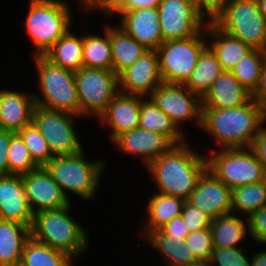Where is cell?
Here are the masks:
<instances>
[{"instance_id": "obj_1", "label": "cell", "mask_w": 266, "mask_h": 266, "mask_svg": "<svg viewBox=\"0 0 266 266\" xmlns=\"http://www.w3.org/2000/svg\"><path fill=\"white\" fill-rule=\"evenodd\" d=\"M265 120L262 108L252 98L235 108H202L201 127L218 140L222 149H248Z\"/></svg>"}, {"instance_id": "obj_2", "label": "cell", "mask_w": 266, "mask_h": 266, "mask_svg": "<svg viewBox=\"0 0 266 266\" xmlns=\"http://www.w3.org/2000/svg\"><path fill=\"white\" fill-rule=\"evenodd\" d=\"M147 167L158 185L160 194L187 201L196 188L199 176L207 168V159L182 143L174 145Z\"/></svg>"}, {"instance_id": "obj_3", "label": "cell", "mask_w": 266, "mask_h": 266, "mask_svg": "<svg viewBox=\"0 0 266 266\" xmlns=\"http://www.w3.org/2000/svg\"><path fill=\"white\" fill-rule=\"evenodd\" d=\"M70 205L34 214L30 233L36 241L73 258L86 251L88 237L85 230L67 214Z\"/></svg>"}, {"instance_id": "obj_4", "label": "cell", "mask_w": 266, "mask_h": 266, "mask_svg": "<svg viewBox=\"0 0 266 266\" xmlns=\"http://www.w3.org/2000/svg\"><path fill=\"white\" fill-rule=\"evenodd\" d=\"M39 86L43 99L34 94L36 106L81 116L74 71L53 65L44 56L35 55Z\"/></svg>"}, {"instance_id": "obj_5", "label": "cell", "mask_w": 266, "mask_h": 266, "mask_svg": "<svg viewBox=\"0 0 266 266\" xmlns=\"http://www.w3.org/2000/svg\"><path fill=\"white\" fill-rule=\"evenodd\" d=\"M68 5L61 0H30L26 27L43 56L69 29L71 17Z\"/></svg>"}, {"instance_id": "obj_6", "label": "cell", "mask_w": 266, "mask_h": 266, "mask_svg": "<svg viewBox=\"0 0 266 266\" xmlns=\"http://www.w3.org/2000/svg\"><path fill=\"white\" fill-rule=\"evenodd\" d=\"M212 23L253 49L266 51V19L257 0H230Z\"/></svg>"}, {"instance_id": "obj_7", "label": "cell", "mask_w": 266, "mask_h": 266, "mask_svg": "<svg viewBox=\"0 0 266 266\" xmlns=\"http://www.w3.org/2000/svg\"><path fill=\"white\" fill-rule=\"evenodd\" d=\"M83 157L81 150L73 155L54 156L45 165L68 200L65 189L86 199L93 198L97 190L99 175L105 165L102 161H85Z\"/></svg>"}, {"instance_id": "obj_8", "label": "cell", "mask_w": 266, "mask_h": 266, "mask_svg": "<svg viewBox=\"0 0 266 266\" xmlns=\"http://www.w3.org/2000/svg\"><path fill=\"white\" fill-rule=\"evenodd\" d=\"M221 149L207 159V168L231 190L266 180L263 164L251 148Z\"/></svg>"}, {"instance_id": "obj_9", "label": "cell", "mask_w": 266, "mask_h": 266, "mask_svg": "<svg viewBox=\"0 0 266 266\" xmlns=\"http://www.w3.org/2000/svg\"><path fill=\"white\" fill-rule=\"evenodd\" d=\"M201 34L181 40L163 42L156 50L163 83L184 85L207 46Z\"/></svg>"}, {"instance_id": "obj_10", "label": "cell", "mask_w": 266, "mask_h": 266, "mask_svg": "<svg viewBox=\"0 0 266 266\" xmlns=\"http://www.w3.org/2000/svg\"><path fill=\"white\" fill-rule=\"evenodd\" d=\"M81 116L92 112L99 116L119 93L118 75L113 70L82 67L74 71Z\"/></svg>"}, {"instance_id": "obj_11", "label": "cell", "mask_w": 266, "mask_h": 266, "mask_svg": "<svg viewBox=\"0 0 266 266\" xmlns=\"http://www.w3.org/2000/svg\"><path fill=\"white\" fill-rule=\"evenodd\" d=\"M75 114L36 106L32 123L43 135L53 156L73 155L82 149L73 122Z\"/></svg>"}, {"instance_id": "obj_12", "label": "cell", "mask_w": 266, "mask_h": 266, "mask_svg": "<svg viewBox=\"0 0 266 266\" xmlns=\"http://www.w3.org/2000/svg\"><path fill=\"white\" fill-rule=\"evenodd\" d=\"M158 12L164 42L194 37L205 25L194 0H162Z\"/></svg>"}, {"instance_id": "obj_13", "label": "cell", "mask_w": 266, "mask_h": 266, "mask_svg": "<svg viewBox=\"0 0 266 266\" xmlns=\"http://www.w3.org/2000/svg\"><path fill=\"white\" fill-rule=\"evenodd\" d=\"M150 99L172 119L177 127L188 118H195L201 126L202 98L184 85L162 83L151 93Z\"/></svg>"}, {"instance_id": "obj_14", "label": "cell", "mask_w": 266, "mask_h": 266, "mask_svg": "<svg viewBox=\"0 0 266 266\" xmlns=\"http://www.w3.org/2000/svg\"><path fill=\"white\" fill-rule=\"evenodd\" d=\"M22 179L33 214L64 208L70 204V200L65 197L60 186L54 181L45 166L22 174Z\"/></svg>"}, {"instance_id": "obj_15", "label": "cell", "mask_w": 266, "mask_h": 266, "mask_svg": "<svg viewBox=\"0 0 266 266\" xmlns=\"http://www.w3.org/2000/svg\"><path fill=\"white\" fill-rule=\"evenodd\" d=\"M121 93L142 96L163 83L156 50H147L139 59L118 75Z\"/></svg>"}, {"instance_id": "obj_16", "label": "cell", "mask_w": 266, "mask_h": 266, "mask_svg": "<svg viewBox=\"0 0 266 266\" xmlns=\"http://www.w3.org/2000/svg\"><path fill=\"white\" fill-rule=\"evenodd\" d=\"M187 202L206 213L211 219L232 212L231 189L206 168Z\"/></svg>"}, {"instance_id": "obj_17", "label": "cell", "mask_w": 266, "mask_h": 266, "mask_svg": "<svg viewBox=\"0 0 266 266\" xmlns=\"http://www.w3.org/2000/svg\"><path fill=\"white\" fill-rule=\"evenodd\" d=\"M33 216L22 175L0 176V220L14 221L31 228Z\"/></svg>"}, {"instance_id": "obj_18", "label": "cell", "mask_w": 266, "mask_h": 266, "mask_svg": "<svg viewBox=\"0 0 266 266\" xmlns=\"http://www.w3.org/2000/svg\"><path fill=\"white\" fill-rule=\"evenodd\" d=\"M121 28L148 50H157L163 41L158 8H141L121 14Z\"/></svg>"}, {"instance_id": "obj_19", "label": "cell", "mask_w": 266, "mask_h": 266, "mask_svg": "<svg viewBox=\"0 0 266 266\" xmlns=\"http://www.w3.org/2000/svg\"><path fill=\"white\" fill-rule=\"evenodd\" d=\"M113 141L123 152L142 155L147 165L174 146L166 136L139 127L121 133Z\"/></svg>"}, {"instance_id": "obj_20", "label": "cell", "mask_w": 266, "mask_h": 266, "mask_svg": "<svg viewBox=\"0 0 266 266\" xmlns=\"http://www.w3.org/2000/svg\"><path fill=\"white\" fill-rule=\"evenodd\" d=\"M142 96L128 95L119 92L99 116L101 122L112 128L111 140L126 131L139 126Z\"/></svg>"}, {"instance_id": "obj_21", "label": "cell", "mask_w": 266, "mask_h": 266, "mask_svg": "<svg viewBox=\"0 0 266 266\" xmlns=\"http://www.w3.org/2000/svg\"><path fill=\"white\" fill-rule=\"evenodd\" d=\"M251 99L252 94L239 83L231 71L224 70L202 98V108H235L247 104Z\"/></svg>"}, {"instance_id": "obj_22", "label": "cell", "mask_w": 266, "mask_h": 266, "mask_svg": "<svg viewBox=\"0 0 266 266\" xmlns=\"http://www.w3.org/2000/svg\"><path fill=\"white\" fill-rule=\"evenodd\" d=\"M34 95L0 90V128L17 133L32 123Z\"/></svg>"}, {"instance_id": "obj_23", "label": "cell", "mask_w": 266, "mask_h": 266, "mask_svg": "<svg viewBox=\"0 0 266 266\" xmlns=\"http://www.w3.org/2000/svg\"><path fill=\"white\" fill-rule=\"evenodd\" d=\"M207 22L209 23H206L204 27L206 32L204 33H207V35H210L209 33H211V35L217 38L211 42L209 47L216 55L222 69L230 71L242 58L249 54L253 48L240 39L234 38L223 32L209 20Z\"/></svg>"}, {"instance_id": "obj_24", "label": "cell", "mask_w": 266, "mask_h": 266, "mask_svg": "<svg viewBox=\"0 0 266 266\" xmlns=\"http://www.w3.org/2000/svg\"><path fill=\"white\" fill-rule=\"evenodd\" d=\"M30 227L14 221L0 220V266H19Z\"/></svg>"}, {"instance_id": "obj_25", "label": "cell", "mask_w": 266, "mask_h": 266, "mask_svg": "<svg viewBox=\"0 0 266 266\" xmlns=\"http://www.w3.org/2000/svg\"><path fill=\"white\" fill-rule=\"evenodd\" d=\"M107 32L110 35L113 71L117 75L148 50L120 27L107 26Z\"/></svg>"}, {"instance_id": "obj_26", "label": "cell", "mask_w": 266, "mask_h": 266, "mask_svg": "<svg viewBox=\"0 0 266 266\" xmlns=\"http://www.w3.org/2000/svg\"><path fill=\"white\" fill-rule=\"evenodd\" d=\"M221 64L207 45L201 52L195 69L184 86L201 98L211 89L214 81L223 72Z\"/></svg>"}, {"instance_id": "obj_27", "label": "cell", "mask_w": 266, "mask_h": 266, "mask_svg": "<svg viewBox=\"0 0 266 266\" xmlns=\"http://www.w3.org/2000/svg\"><path fill=\"white\" fill-rule=\"evenodd\" d=\"M139 128L166 136L174 145L183 143L184 135L172 119L150 99H141Z\"/></svg>"}, {"instance_id": "obj_28", "label": "cell", "mask_w": 266, "mask_h": 266, "mask_svg": "<svg viewBox=\"0 0 266 266\" xmlns=\"http://www.w3.org/2000/svg\"><path fill=\"white\" fill-rule=\"evenodd\" d=\"M53 65L77 71L83 65V37L69 30L43 55Z\"/></svg>"}, {"instance_id": "obj_29", "label": "cell", "mask_w": 266, "mask_h": 266, "mask_svg": "<svg viewBox=\"0 0 266 266\" xmlns=\"http://www.w3.org/2000/svg\"><path fill=\"white\" fill-rule=\"evenodd\" d=\"M185 202V200L174 196L154 194L147 206L148 219L147 224L144 225L145 234L148 235L150 232L159 230L175 217L181 215Z\"/></svg>"}, {"instance_id": "obj_30", "label": "cell", "mask_w": 266, "mask_h": 266, "mask_svg": "<svg viewBox=\"0 0 266 266\" xmlns=\"http://www.w3.org/2000/svg\"><path fill=\"white\" fill-rule=\"evenodd\" d=\"M247 225L240 217L225 214L211 219L210 230L214 247L237 248L236 244L247 232Z\"/></svg>"}, {"instance_id": "obj_31", "label": "cell", "mask_w": 266, "mask_h": 266, "mask_svg": "<svg viewBox=\"0 0 266 266\" xmlns=\"http://www.w3.org/2000/svg\"><path fill=\"white\" fill-rule=\"evenodd\" d=\"M72 258L30 237L24 244L19 266H71Z\"/></svg>"}, {"instance_id": "obj_32", "label": "cell", "mask_w": 266, "mask_h": 266, "mask_svg": "<svg viewBox=\"0 0 266 266\" xmlns=\"http://www.w3.org/2000/svg\"><path fill=\"white\" fill-rule=\"evenodd\" d=\"M105 36L83 37V65L87 68L113 70L110 35L107 26Z\"/></svg>"}, {"instance_id": "obj_33", "label": "cell", "mask_w": 266, "mask_h": 266, "mask_svg": "<svg viewBox=\"0 0 266 266\" xmlns=\"http://www.w3.org/2000/svg\"><path fill=\"white\" fill-rule=\"evenodd\" d=\"M147 239L167 261L168 266H193L199 260L185 241L168 240L167 234H148Z\"/></svg>"}, {"instance_id": "obj_34", "label": "cell", "mask_w": 266, "mask_h": 266, "mask_svg": "<svg viewBox=\"0 0 266 266\" xmlns=\"http://www.w3.org/2000/svg\"><path fill=\"white\" fill-rule=\"evenodd\" d=\"M266 51L253 49L230 71L239 83L252 95L257 90Z\"/></svg>"}, {"instance_id": "obj_35", "label": "cell", "mask_w": 266, "mask_h": 266, "mask_svg": "<svg viewBox=\"0 0 266 266\" xmlns=\"http://www.w3.org/2000/svg\"><path fill=\"white\" fill-rule=\"evenodd\" d=\"M231 199L232 213L238 210L249 217L266 204V180L232 189Z\"/></svg>"}, {"instance_id": "obj_36", "label": "cell", "mask_w": 266, "mask_h": 266, "mask_svg": "<svg viewBox=\"0 0 266 266\" xmlns=\"http://www.w3.org/2000/svg\"><path fill=\"white\" fill-rule=\"evenodd\" d=\"M8 169L11 174H25L40 167L32 158L21 137L15 133L8 148Z\"/></svg>"}, {"instance_id": "obj_37", "label": "cell", "mask_w": 266, "mask_h": 266, "mask_svg": "<svg viewBox=\"0 0 266 266\" xmlns=\"http://www.w3.org/2000/svg\"><path fill=\"white\" fill-rule=\"evenodd\" d=\"M17 134L21 137L33 160L39 166H45L54 157L47 141L33 123L24 126Z\"/></svg>"}, {"instance_id": "obj_38", "label": "cell", "mask_w": 266, "mask_h": 266, "mask_svg": "<svg viewBox=\"0 0 266 266\" xmlns=\"http://www.w3.org/2000/svg\"><path fill=\"white\" fill-rule=\"evenodd\" d=\"M184 241L199 261L210 259L214 248L210 228L190 232Z\"/></svg>"}, {"instance_id": "obj_39", "label": "cell", "mask_w": 266, "mask_h": 266, "mask_svg": "<svg viewBox=\"0 0 266 266\" xmlns=\"http://www.w3.org/2000/svg\"><path fill=\"white\" fill-rule=\"evenodd\" d=\"M239 248L214 247L209 261L218 266H250V261L241 252Z\"/></svg>"}, {"instance_id": "obj_40", "label": "cell", "mask_w": 266, "mask_h": 266, "mask_svg": "<svg viewBox=\"0 0 266 266\" xmlns=\"http://www.w3.org/2000/svg\"><path fill=\"white\" fill-rule=\"evenodd\" d=\"M181 216L189 232L210 228L211 218L202 210L192 206L187 201L184 204Z\"/></svg>"}, {"instance_id": "obj_41", "label": "cell", "mask_w": 266, "mask_h": 266, "mask_svg": "<svg viewBox=\"0 0 266 266\" xmlns=\"http://www.w3.org/2000/svg\"><path fill=\"white\" fill-rule=\"evenodd\" d=\"M248 232L257 242L266 243V204L248 218Z\"/></svg>"}, {"instance_id": "obj_42", "label": "cell", "mask_w": 266, "mask_h": 266, "mask_svg": "<svg viewBox=\"0 0 266 266\" xmlns=\"http://www.w3.org/2000/svg\"><path fill=\"white\" fill-rule=\"evenodd\" d=\"M189 233L190 232L186 227L182 216L179 215L159 230L150 232L149 234H167L168 240L182 241L187 237Z\"/></svg>"}, {"instance_id": "obj_43", "label": "cell", "mask_w": 266, "mask_h": 266, "mask_svg": "<svg viewBox=\"0 0 266 266\" xmlns=\"http://www.w3.org/2000/svg\"><path fill=\"white\" fill-rule=\"evenodd\" d=\"M230 0H194L198 11L204 16L208 14L210 16V22H212L217 15L225 8ZM206 13H204V11Z\"/></svg>"}, {"instance_id": "obj_44", "label": "cell", "mask_w": 266, "mask_h": 266, "mask_svg": "<svg viewBox=\"0 0 266 266\" xmlns=\"http://www.w3.org/2000/svg\"><path fill=\"white\" fill-rule=\"evenodd\" d=\"M15 133L4 128H0V176L10 175L8 169V148L11 142V137Z\"/></svg>"}, {"instance_id": "obj_45", "label": "cell", "mask_w": 266, "mask_h": 266, "mask_svg": "<svg viewBox=\"0 0 266 266\" xmlns=\"http://www.w3.org/2000/svg\"><path fill=\"white\" fill-rule=\"evenodd\" d=\"M250 148L257 156L258 160L263 164L266 172V128L261 127Z\"/></svg>"}, {"instance_id": "obj_46", "label": "cell", "mask_w": 266, "mask_h": 266, "mask_svg": "<svg viewBox=\"0 0 266 266\" xmlns=\"http://www.w3.org/2000/svg\"><path fill=\"white\" fill-rule=\"evenodd\" d=\"M162 0H125L123 4L115 11L124 13L141 8H158Z\"/></svg>"}, {"instance_id": "obj_47", "label": "cell", "mask_w": 266, "mask_h": 266, "mask_svg": "<svg viewBox=\"0 0 266 266\" xmlns=\"http://www.w3.org/2000/svg\"><path fill=\"white\" fill-rule=\"evenodd\" d=\"M252 98L260 105L266 116V56L263 62L260 83Z\"/></svg>"}, {"instance_id": "obj_48", "label": "cell", "mask_w": 266, "mask_h": 266, "mask_svg": "<svg viewBox=\"0 0 266 266\" xmlns=\"http://www.w3.org/2000/svg\"><path fill=\"white\" fill-rule=\"evenodd\" d=\"M125 0H91L86 6L89 9L99 7L104 15H111L123 4Z\"/></svg>"}, {"instance_id": "obj_49", "label": "cell", "mask_w": 266, "mask_h": 266, "mask_svg": "<svg viewBox=\"0 0 266 266\" xmlns=\"http://www.w3.org/2000/svg\"><path fill=\"white\" fill-rule=\"evenodd\" d=\"M250 266H266V251H262L258 254H255L250 261Z\"/></svg>"}, {"instance_id": "obj_50", "label": "cell", "mask_w": 266, "mask_h": 266, "mask_svg": "<svg viewBox=\"0 0 266 266\" xmlns=\"http://www.w3.org/2000/svg\"><path fill=\"white\" fill-rule=\"evenodd\" d=\"M260 13L266 19V0H257Z\"/></svg>"}, {"instance_id": "obj_51", "label": "cell", "mask_w": 266, "mask_h": 266, "mask_svg": "<svg viewBox=\"0 0 266 266\" xmlns=\"http://www.w3.org/2000/svg\"><path fill=\"white\" fill-rule=\"evenodd\" d=\"M193 266H214L213 263H211L209 260H202V261H198L196 264H194ZM216 266V265H215Z\"/></svg>"}, {"instance_id": "obj_52", "label": "cell", "mask_w": 266, "mask_h": 266, "mask_svg": "<svg viewBox=\"0 0 266 266\" xmlns=\"http://www.w3.org/2000/svg\"><path fill=\"white\" fill-rule=\"evenodd\" d=\"M79 1H81V2L85 5V7H86V5H87L91 0H79Z\"/></svg>"}]
</instances>
